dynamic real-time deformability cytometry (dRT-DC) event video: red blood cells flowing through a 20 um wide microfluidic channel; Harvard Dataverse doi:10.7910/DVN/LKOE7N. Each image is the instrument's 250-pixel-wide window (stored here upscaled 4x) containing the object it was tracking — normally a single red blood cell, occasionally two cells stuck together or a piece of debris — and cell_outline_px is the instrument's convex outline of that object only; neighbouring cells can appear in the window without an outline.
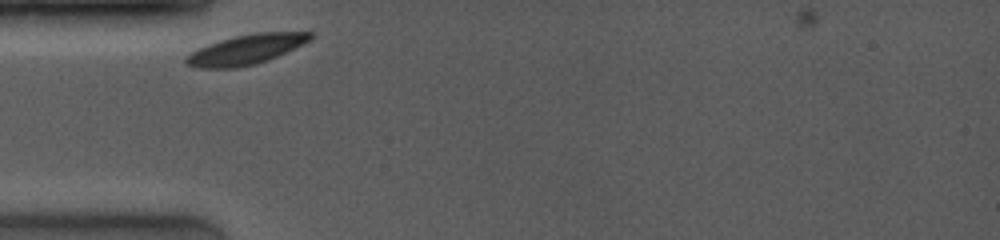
{"species": "common noctule bat (a hibernating species)", "species_latin": "Nyctalus noctula", "temperature_condition": "room temperature", "stored_images_in_passage": 30, "camera_frame_rate_fps": 4000, "um_per_image_px": 0.085, "animal": {"sex": "female", "body_mass_g": 19.0, "forearm_length_mm": 53.3}, "frame": {"image": 1, "passage_image": 1, "time_ms": 0.0, "image_size_px": [1000, 240], "cell_outline_px": [[312, 40], [268, 60], [256, 64], [236, 68], [196, 68], [184, 64], [184, 56], [208, 44], [220, 40], [236, 36], [256, 32], [312, 32]], "centroid_in_image_um": [20.89, 4.22], "position_along_channel_um": 64.1, "area_um2": 21.62}}
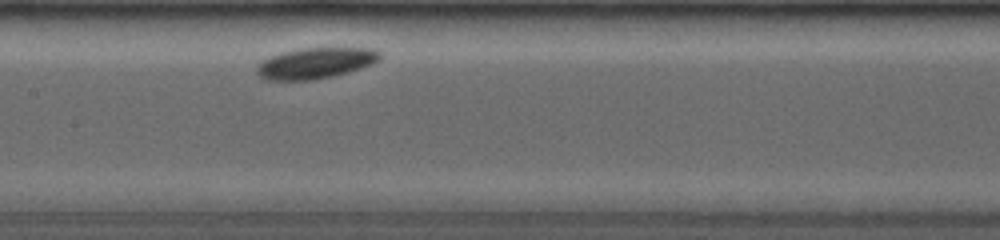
{"frame": {"image": 2, "passage_image": 11, "time_ms": 3.25, "image_size_px": [1000, 240], "cell_outline_px": [[380, 60], [372, 64], [348, 72], [332, 76], [312, 80], [268, 80], [260, 76], [256, 72], [256, 68], [268, 56], [280, 52], [296, 48], [372, 48], [380, 52]], "centroid_in_image_um": [26.8, 5.35], "position_along_channel_um": 180.6, "area_um2": 22.2}}
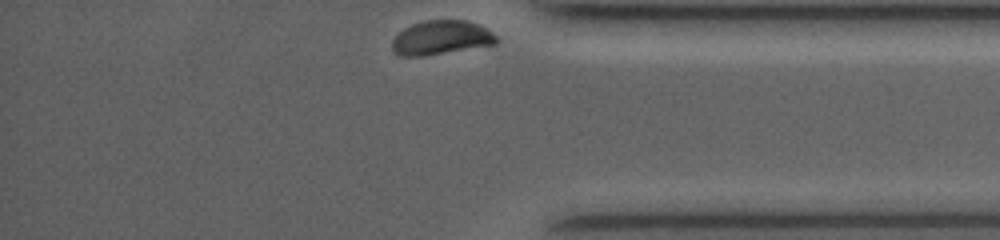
{"frame": {"image": 3, "passage_image": 30, "time_ms": 9.25, "image_size_px": [1000, 240], "cell_outline_px": [[500, 40], [496, 44], [424, 56], [400, 56], [392, 52], [392, 40], [404, 28], [412, 24], [424, 20], [464, 20], [476, 24], [492, 32]], "centroid_in_image_um": [37.48, 3.21], "position_along_channel_um": 397.7, "area_um2": 20.69}}